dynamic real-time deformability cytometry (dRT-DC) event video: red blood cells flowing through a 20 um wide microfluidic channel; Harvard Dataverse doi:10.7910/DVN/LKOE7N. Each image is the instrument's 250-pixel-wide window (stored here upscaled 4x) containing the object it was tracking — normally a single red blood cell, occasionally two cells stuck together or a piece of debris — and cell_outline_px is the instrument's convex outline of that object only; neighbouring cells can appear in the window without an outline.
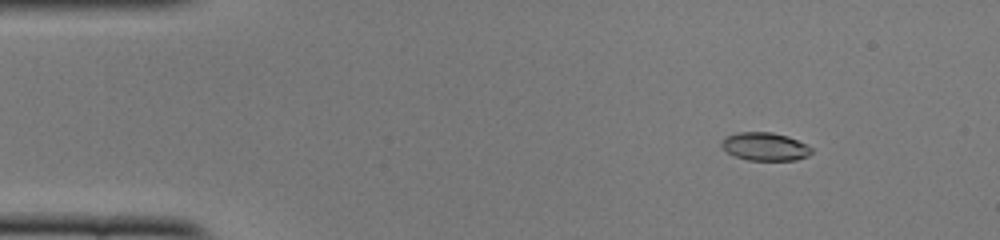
{"species": "common noctule bat (a hibernating species)", "species_latin": "Nyctalus noctula", "temperature_condition": "cold", "stored_images_in_passage": 51, "camera_frame_rate_fps": 3000, "um_per_image_px": 0.085, "animal": {"sex": "female", "body_mass_g": 22.0, "forearm_length_mm": 56.7}, "frame": {"image": 1, "passage_image": 6, "time_ms": 1.667, "image_size_px": [1000, 240], "cell_outline_px": [[812, 152], [808, 156], [796, 160], [748, 160], [736, 156], [728, 152], [720, 144], [724, 136], [736, 132], [772, 132], [788, 136], [812, 148]], "centroid_in_image_um": [65.0, 12.45], "position_along_channel_um": 20.0, "area_um2": 14.68}}
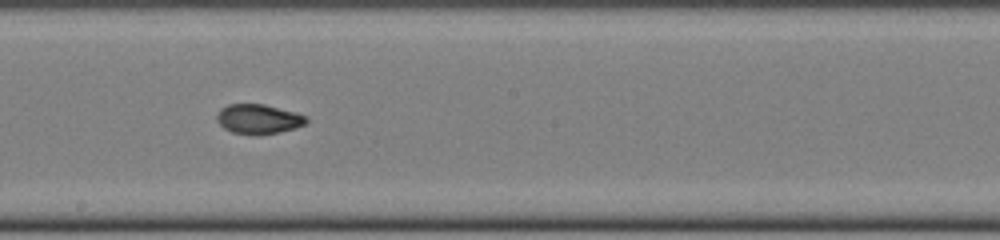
{"frame": {"image": 2, "passage_image": 28, "time_ms": 9.0, "image_size_px": [1000, 240], "cell_outline_px": [[308, 120], [304, 124], [296, 128], [256, 136], [252, 136], [232, 132], [224, 128], [216, 120], [216, 112], [220, 108], [228, 104], [264, 104], [296, 112], [308, 116]], "centroid_in_image_um": [21.94, 10.12], "position_along_channel_um": 226.3, "area_um2": 15.72}}
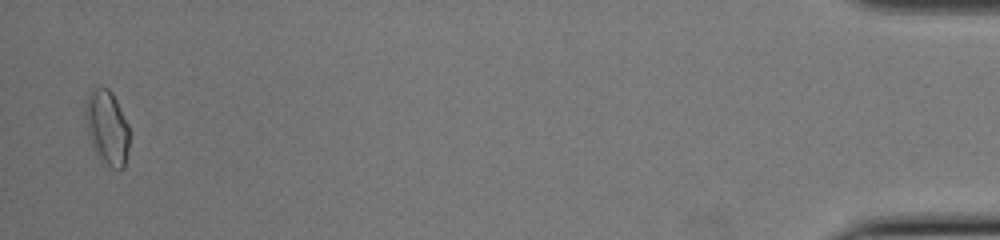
{"frame": {"image": 3, "passage_image": 50, "time_ms": 16.333, "image_size_px": [1000, 240], "cell_outline_px": [[128, 148], [124, 168], [120, 172], [112, 168], [92, 148], [88, 136], [84, 116], [84, 108], [92, 84], [108, 88], [112, 92], [128, 124]], "centroid_in_image_um": [9.07, 10.79], "position_along_channel_um": 426.1, "area_um2": 19.31}, "authors_computed_cell_mechanics": {"area_um2": 15.4904, "velocity_mm_per_s": 3.9203, "shape_relaxation_time_tau1_ms": null, "shape_relaxation_time_tau2_ms": 1.7494, "deformation_change_tau1": null, "deformation_change_tau2": 0.055}}